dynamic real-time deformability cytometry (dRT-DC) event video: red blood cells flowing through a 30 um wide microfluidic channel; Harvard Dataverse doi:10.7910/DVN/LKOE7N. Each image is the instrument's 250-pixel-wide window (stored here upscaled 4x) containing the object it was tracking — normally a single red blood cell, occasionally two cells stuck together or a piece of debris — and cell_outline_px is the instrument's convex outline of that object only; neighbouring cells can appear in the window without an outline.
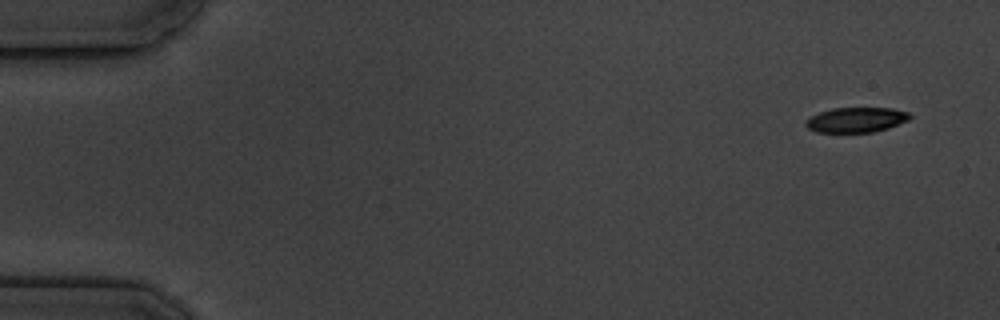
{"species": "common noctule bat (a hibernating species)", "species_latin": "Nyctalus noctula", "temperature_condition": "cold", "stored_images_in_passage": 7, "camera_frame_rate_fps": 3000, "um_per_image_px": 0.085, "animal": {"sex": "male", "body_mass_g": 19.5, "forearm_length_mm": 54.6}, "frame": {"image": 1, "passage_image": 1, "time_ms": 0.0, "image_size_px": [1000, 320], "cell_outline_px": [[912, 116], [908, 120], [888, 128], [872, 132], [816, 132], [808, 128], [804, 124], [804, 120], [820, 112], [832, 108], [892, 108], [908, 112]], "centroid_in_image_um": [72.76, 10.18], "position_along_channel_um": 12.2, "area_um2": 15.14}}
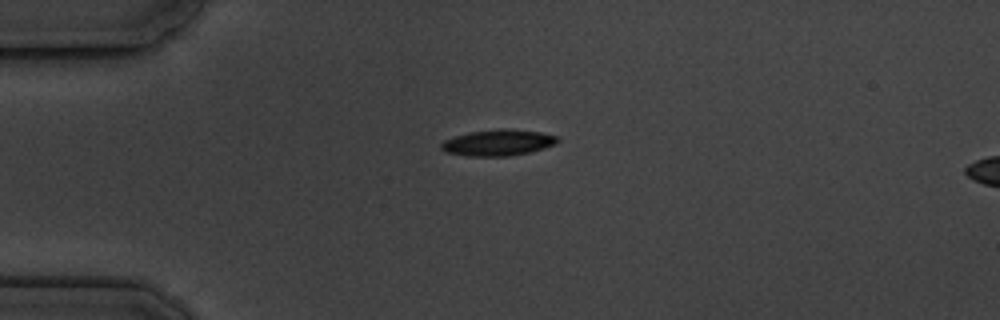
{"frame": {"image": 2, "passage_image": 4, "time_ms": 3.667, "image_size_px": [1000, 320], "cell_outline_px": [[560, 140], [556, 144], [544, 148], [528, 152], [508, 156], [468, 156], [444, 152], [440, 148], [440, 144], [444, 140], [468, 132], [500, 128], [512, 128], [540, 132], [556, 136]], "centroid_in_image_um": [42.32, 12.11], "position_along_channel_um": 42.7, "area_um2": 17.86}}